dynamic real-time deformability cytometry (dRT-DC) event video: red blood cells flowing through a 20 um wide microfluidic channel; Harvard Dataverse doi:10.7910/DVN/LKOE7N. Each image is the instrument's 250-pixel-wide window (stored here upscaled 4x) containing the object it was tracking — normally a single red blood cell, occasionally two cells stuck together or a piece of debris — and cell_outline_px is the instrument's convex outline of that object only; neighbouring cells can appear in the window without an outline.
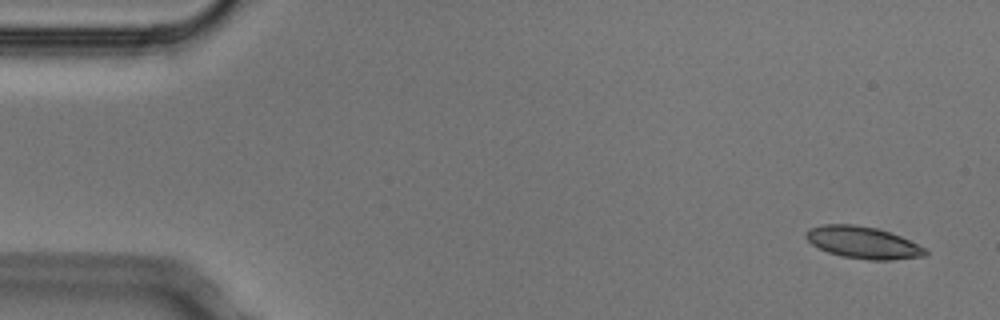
{"species": "Egyptian fruit bat (a non-hibernating species)", "species_latin": "Rousettus aegyptiacus", "temperature_condition": "cold", "stored_images_in_passage": 5, "camera_frame_rate_fps": 3000, "um_per_image_px": 0.085, "animal": {"sex": "male"}, "frame": {"image": 1, "passage_image": 1, "time_ms": 0.0, "image_size_px": [1000, 320], "cell_outline_px": [[928, 256], [892, 260], [868, 260], [840, 256], [828, 252], [812, 244], [804, 236], [804, 232], [808, 228], [824, 224], [852, 224], [876, 228], [900, 236], [928, 248]], "centroid_in_image_um": [73.38, 20.62], "position_along_channel_um": 11.6, "area_um2": 22.48}}
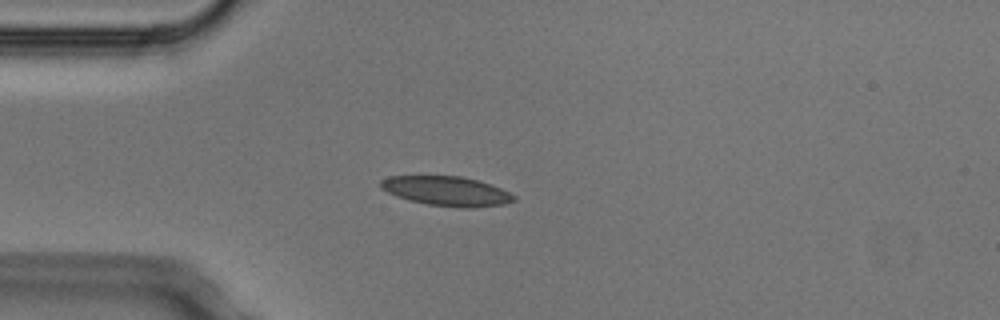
{"frame": {"image": 2, "passage_image": 4, "time_ms": 1.0, "image_size_px": [1000, 320], "cell_outline_px": [[516, 200], [504, 204], [472, 208], [460, 208], [428, 204], [408, 200], [396, 196], [380, 188], [380, 180], [388, 176], [460, 176], [476, 180], [500, 188], [516, 196]], "centroid_in_image_um": [37.94, 16.25], "position_along_channel_um": 47.1, "area_um2": 22.83}}